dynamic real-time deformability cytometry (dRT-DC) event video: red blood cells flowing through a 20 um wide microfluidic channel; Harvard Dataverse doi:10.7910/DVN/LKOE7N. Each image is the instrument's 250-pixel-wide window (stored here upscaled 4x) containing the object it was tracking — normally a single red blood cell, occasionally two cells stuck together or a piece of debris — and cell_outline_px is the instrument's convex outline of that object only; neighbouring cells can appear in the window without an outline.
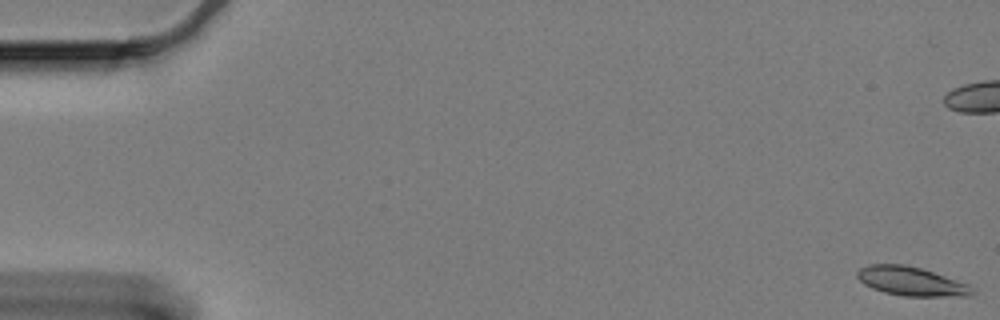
{"species": "Egyptian fruit bat (a non-hibernating species)", "species_latin": "Rousettus aegyptiacus", "temperature_condition": "cold", "stored_images_in_passage": 62, "camera_frame_rate_fps": 3000, "um_per_image_px": 0.085, "animal": {"sex": "female"}, "frame": {"image": 1, "passage_image": 1, "time_ms": 0.0, "image_size_px": [1000, 320], "cell_outline_px": [[976, 292], [972, 296], [904, 296], [884, 292], [872, 288], [864, 284], [856, 276], [856, 272], [860, 268], [868, 264], [904, 264], [920, 268], [968, 284]], "centroid_in_image_um": [77.44, 23.91], "position_along_channel_um": 7.6, "area_um2": 19.31}}
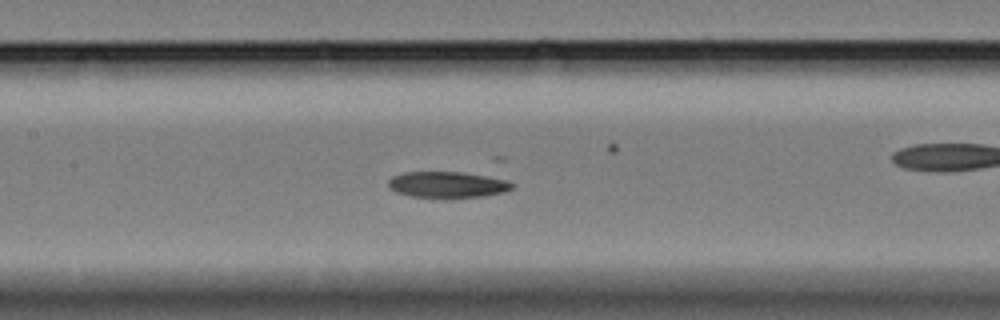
{"frame": {"image": 2, "passage_image": 29, "time_ms": 9.333, "image_size_px": [1000, 320], "cell_outline_px": [[516, 184], [512, 188], [504, 192], [484, 196], [412, 196], [396, 192], [388, 188], [388, 180], [392, 176], [404, 172], [460, 172], [500, 176]], "centroid_in_image_um": [38.1, 15.65], "position_along_channel_um": 169.3, "area_um2": 18.84}}
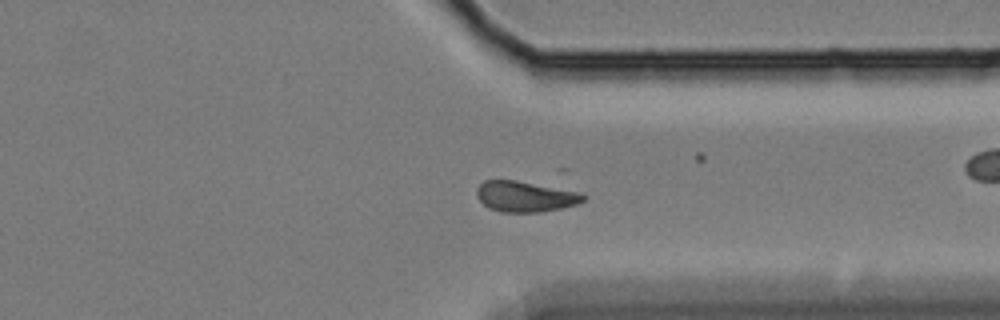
{"frame": {"image": 3, "passage_image": 47, "time_ms": 15.333, "image_size_px": [1000, 320], "cell_outline_px": [[588, 196], [584, 200], [576, 204], [560, 208], [540, 212], [500, 212], [488, 208], [476, 196], [476, 188], [484, 180], [516, 180], [580, 192]], "centroid_in_image_um": [44.62, 16.7], "position_along_channel_um": 366.8, "area_um2": 19.07}, "authors_computed_cell_mechanics": {"area_um2": 19.3341, "velocity_mm_per_s": 3.295, "shape_relaxation_time_tau1_ms": null, "shape_relaxation_time_tau2_ms": 3.8183, "deformation_change_tau1": null, "deformation_change_tau2": 0.0822}}